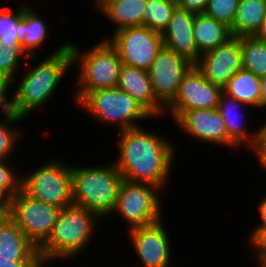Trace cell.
I'll use <instances>...</instances> for the list:
<instances>
[{"mask_svg":"<svg viewBox=\"0 0 266 267\" xmlns=\"http://www.w3.org/2000/svg\"><path fill=\"white\" fill-rule=\"evenodd\" d=\"M160 133H151L142 126L118 131L119 152L113 164L123 179L166 189L176 147Z\"/></svg>","mask_w":266,"mask_h":267,"instance_id":"1","label":"cell"},{"mask_svg":"<svg viewBox=\"0 0 266 267\" xmlns=\"http://www.w3.org/2000/svg\"><path fill=\"white\" fill-rule=\"evenodd\" d=\"M43 60L36 62L37 64L19 79V84H16L10 99V111L14 114L26 118L54 97L66 71L73 67L69 42L57 46L55 51Z\"/></svg>","mask_w":266,"mask_h":267,"instance_id":"2","label":"cell"},{"mask_svg":"<svg viewBox=\"0 0 266 267\" xmlns=\"http://www.w3.org/2000/svg\"><path fill=\"white\" fill-rule=\"evenodd\" d=\"M100 219L95 213L74 204L60 209L51 234L38 248L43 266L47 267L45 265L56 259L71 260L86 250Z\"/></svg>","mask_w":266,"mask_h":267,"instance_id":"3","label":"cell"},{"mask_svg":"<svg viewBox=\"0 0 266 267\" xmlns=\"http://www.w3.org/2000/svg\"><path fill=\"white\" fill-rule=\"evenodd\" d=\"M73 204L98 215L111 216L123 176L113 162L98 166L71 165Z\"/></svg>","mask_w":266,"mask_h":267,"instance_id":"4","label":"cell"},{"mask_svg":"<svg viewBox=\"0 0 266 267\" xmlns=\"http://www.w3.org/2000/svg\"><path fill=\"white\" fill-rule=\"evenodd\" d=\"M72 63H79L77 90L74 88L73 99L76 104L88 93L98 89L116 88L119 83L120 70L123 65L117 50L101 39L83 52L75 42H69Z\"/></svg>","mask_w":266,"mask_h":267,"instance_id":"5","label":"cell"},{"mask_svg":"<svg viewBox=\"0 0 266 267\" xmlns=\"http://www.w3.org/2000/svg\"><path fill=\"white\" fill-rule=\"evenodd\" d=\"M76 105L101 124L116 123L114 126L119 127L118 131L140 127L138 122L143 119H154L143 106L118 87L88 92Z\"/></svg>","mask_w":266,"mask_h":267,"instance_id":"6","label":"cell"},{"mask_svg":"<svg viewBox=\"0 0 266 267\" xmlns=\"http://www.w3.org/2000/svg\"><path fill=\"white\" fill-rule=\"evenodd\" d=\"M21 189L31 197L60 209L73 205L71 165L49 160L45 165L37 166L35 171L21 175Z\"/></svg>","mask_w":266,"mask_h":267,"instance_id":"7","label":"cell"},{"mask_svg":"<svg viewBox=\"0 0 266 267\" xmlns=\"http://www.w3.org/2000/svg\"><path fill=\"white\" fill-rule=\"evenodd\" d=\"M158 191L161 195L163 190L153 184L123 179L111 214H119L126 221L127 230L153 224L163 218Z\"/></svg>","mask_w":266,"mask_h":267,"instance_id":"8","label":"cell"},{"mask_svg":"<svg viewBox=\"0 0 266 267\" xmlns=\"http://www.w3.org/2000/svg\"><path fill=\"white\" fill-rule=\"evenodd\" d=\"M59 211V207L43 203L20 189L9 200L7 213L39 248L51 234Z\"/></svg>","mask_w":266,"mask_h":267,"instance_id":"9","label":"cell"},{"mask_svg":"<svg viewBox=\"0 0 266 267\" xmlns=\"http://www.w3.org/2000/svg\"><path fill=\"white\" fill-rule=\"evenodd\" d=\"M108 42L117 50L123 64L148 70L163 48L162 34L145 26L121 28L113 32Z\"/></svg>","mask_w":266,"mask_h":267,"instance_id":"10","label":"cell"},{"mask_svg":"<svg viewBox=\"0 0 266 267\" xmlns=\"http://www.w3.org/2000/svg\"><path fill=\"white\" fill-rule=\"evenodd\" d=\"M222 92L193 65L182 78L175 98L165 107L164 115L170 114L167 117L175 121L184 111L217 108Z\"/></svg>","mask_w":266,"mask_h":267,"instance_id":"11","label":"cell"},{"mask_svg":"<svg viewBox=\"0 0 266 267\" xmlns=\"http://www.w3.org/2000/svg\"><path fill=\"white\" fill-rule=\"evenodd\" d=\"M193 64L163 46L147 70L156 98L166 107L176 96L182 78Z\"/></svg>","mask_w":266,"mask_h":267,"instance_id":"12","label":"cell"},{"mask_svg":"<svg viewBox=\"0 0 266 267\" xmlns=\"http://www.w3.org/2000/svg\"><path fill=\"white\" fill-rule=\"evenodd\" d=\"M163 218L153 224L129 229L130 242L142 267H169L172 245ZM164 224V225H163ZM166 228V229H165Z\"/></svg>","mask_w":266,"mask_h":267,"instance_id":"13","label":"cell"},{"mask_svg":"<svg viewBox=\"0 0 266 267\" xmlns=\"http://www.w3.org/2000/svg\"><path fill=\"white\" fill-rule=\"evenodd\" d=\"M194 65L206 80L223 89L243 68L241 37L233 36L226 43L202 54Z\"/></svg>","mask_w":266,"mask_h":267,"instance_id":"14","label":"cell"},{"mask_svg":"<svg viewBox=\"0 0 266 267\" xmlns=\"http://www.w3.org/2000/svg\"><path fill=\"white\" fill-rule=\"evenodd\" d=\"M181 133L188 134L198 141L208 144L234 147L238 146L229 138L220 112L214 109H195L184 111L175 121ZM183 131V132H182Z\"/></svg>","mask_w":266,"mask_h":267,"instance_id":"15","label":"cell"},{"mask_svg":"<svg viewBox=\"0 0 266 267\" xmlns=\"http://www.w3.org/2000/svg\"><path fill=\"white\" fill-rule=\"evenodd\" d=\"M1 263H41L38 248L8 213L0 215Z\"/></svg>","mask_w":266,"mask_h":267,"instance_id":"16","label":"cell"},{"mask_svg":"<svg viewBox=\"0 0 266 267\" xmlns=\"http://www.w3.org/2000/svg\"><path fill=\"white\" fill-rule=\"evenodd\" d=\"M194 17V13L177 7L169 20L167 28L162 32L164 47L184 56L193 65L201 56L193 36Z\"/></svg>","mask_w":266,"mask_h":267,"instance_id":"17","label":"cell"},{"mask_svg":"<svg viewBox=\"0 0 266 267\" xmlns=\"http://www.w3.org/2000/svg\"><path fill=\"white\" fill-rule=\"evenodd\" d=\"M117 87L128 93L154 118L160 119L165 114V106L156 98L147 70L123 64Z\"/></svg>","mask_w":266,"mask_h":267,"instance_id":"18","label":"cell"},{"mask_svg":"<svg viewBox=\"0 0 266 267\" xmlns=\"http://www.w3.org/2000/svg\"><path fill=\"white\" fill-rule=\"evenodd\" d=\"M242 105L244 107L246 106V110L249 107L241 103L240 101L236 100L235 98L230 97L229 95L222 92L220 95L217 109L220 112L221 117L223 118V121L226 126V132L229 138L238 147L241 146L243 147L244 145V147L246 146L247 148H250L252 151L257 146L258 143L259 129L256 130L255 128L252 130L248 128L247 127L248 123L242 120L244 116L242 114L243 111L241 110L245 109Z\"/></svg>","mask_w":266,"mask_h":267,"instance_id":"19","label":"cell"},{"mask_svg":"<svg viewBox=\"0 0 266 267\" xmlns=\"http://www.w3.org/2000/svg\"><path fill=\"white\" fill-rule=\"evenodd\" d=\"M32 5L22 3V19L17 23L16 32L21 48L28 56H36L38 48L47 40L49 27Z\"/></svg>","mask_w":266,"mask_h":267,"instance_id":"20","label":"cell"},{"mask_svg":"<svg viewBox=\"0 0 266 267\" xmlns=\"http://www.w3.org/2000/svg\"><path fill=\"white\" fill-rule=\"evenodd\" d=\"M193 36L201 55L226 43L233 37L230 27L204 13L195 14Z\"/></svg>","mask_w":266,"mask_h":267,"instance_id":"21","label":"cell"},{"mask_svg":"<svg viewBox=\"0 0 266 267\" xmlns=\"http://www.w3.org/2000/svg\"><path fill=\"white\" fill-rule=\"evenodd\" d=\"M223 92L241 103L261 110V78L240 69L225 85Z\"/></svg>","mask_w":266,"mask_h":267,"instance_id":"22","label":"cell"},{"mask_svg":"<svg viewBox=\"0 0 266 267\" xmlns=\"http://www.w3.org/2000/svg\"><path fill=\"white\" fill-rule=\"evenodd\" d=\"M266 15V0H239L231 33L235 37L255 36Z\"/></svg>","mask_w":266,"mask_h":267,"instance_id":"23","label":"cell"},{"mask_svg":"<svg viewBox=\"0 0 266 267\" xmlns=\"http://www.w3.org/2000/svg\"><path fill=\"white\" fill-rule=\"evenodd\" d=\"M147 0H115L110 2L100 13L121 28L143 26V13Z\"/></svg>","mask_w":266,"mask_h":267,"instance_id":"24","label":"cell"},{"mask_svg":"<svg viewBox=\"0 0 266 267\" xmlns=\"http://www.w3.org/2000/svg\"><path fill=\"white\" fill-rule=\"evenodd\" d=\"M242 67L257 77H266V42L255 36L241 37Z\"/></svg>","mask_w":266,"mask_h":267,"instance_id":"25","label":"cell"},{"mask_svg":"<svg viewBox=\"0 0 266 267\" xmlns=\"http://www.w3.org/2000/svg\"><path fill=\"white\" fill-rule=\"evenodd\" d=\"M177 7V0H147L143 26L162 34Z\"/></svg>","mask_w":266,"mask_h":267,"instance_id":"26","label":"cell"},{"mask_svg":"<svg viewBox=\"0 0 266 267\" xmlns=\"http://www.w3.org/2000/svg\"><path fill=\"white\" fill-rule=\"evenodd\" d=\"M23 119L24 117L11 111L5 114L2 113L0 118V160H7L13 157L11 155L23 136L21 130L14 129V127L16 126L15 124L19 126V122L23 121Z\"/></svg>","mask_w":266,"mask_h":267,"instance_id":"27","label":"cell"},{"mask_svg":"<svg viewBox=\"0 0 266 267\" xmlns=\"http://www.w3.org/2000/svg\"><path fill=\"white\" fill-rule=\"evenodd\" d=\"M12 13L6 7L0 8V46L21 48L20 40L16 32L17 23L22 19V4Z\"/></svg>","mask_w":266,"mask_h":267,"instance_id":"28","label":"cell"},{"mask_svg":"<svg viewBox=\"0 0 266 267\" xmlns=\"http://www.w3.org/2000/svg\"><path fill=\"white\" fill-rule=\"evenodd\" d=\"M26 60H37V56H28L22 48H11L0 46V79L5 80L10 87H12L13 80L15 79L16 72L21 65L19 62Z\"/></svg>","mask_w":266,"mask_h":267,"instance_id":"29","label":"cell"},{"mask_svg":"<svg viewBox=\"0 0 266 267\" xmlns=\"http://www.w3.org/2000/svg\"><path fill=\"white\" fill-rule=\"evenodd\" d=\"M239 0H209L204 14L232 27Z\"/></svg>","mask_w":266,"mask_h":267,"instance_id":"30","label":"cell"},{"mask_svg":"<svg viewBox=\"0 0 266 267\" xmlns=\"http://www.w3.org/2000/svg\"><path fill=\"white\" fill-rule=\"evenodd\" d=\"M8 164L9 159L0 160V192L10 200L21 189V174L15 172L12 164Z\"/></svg>","mask_w":266,"mask_h":267,"instance_id":"31","label":"cell"},{"mask_svg":"<svg viewBox=\"0 0 266 267\" xmlns=\"http://www.w3.org/2000/svg\"><path fill=\"white\" fill-rule=\"evenodd\" d=\"M248 239L249 245H253L256 250L258 266L266 267V230L252 231ZM258 251V252H257Z\"/></svg>","mask_w":266,"mask_h":267,"instance_id":"32","label":"cell"},{"mask_svg":"<svg viewBox=\"0 0 266 267\" xmlns=\"http://www.w3.org/2000/svg\"><path fill=\"white\" fill-rule=\"evenodd\" d=\"M209 0H177L178 7L194 14L204 13Z\"/></svg>","mask_w":266,"mask_h":267,"instance_id":"33","label":"cell"},{"mask_svg":"<svg viewBox=\"0 0 266 267\" xmlns=\"http://www.w3.org/2000/svg\"><path fill=\"white\" fill-rule=\"evenodd\" d=\"M10 85L5 81L0 79V110L3 114L10 111V99L8 98Z\"/></svg>","mask_w":266,"mask_h":267,"instance_id":"34","label":"cell"},{"mask_svg":"<svg viewBox=\"0 0 266 267\" xmlns=\"http://www.w3.org/2000/svg\"><path fill=\"white\" fill-rule=\"evenodd\" d=\"M261 199V202L258 203V214L261 222L253 228V231L266 230V194Z\"/></svg>","mask_w":266,"mask_h":267,"instance_id":"35","label":"cell"},{"mask_svg":"<svg viewBox=\"0 0 266 267\" xmlns=\"http://www.w3.org/2000/svg\"><path fill=\"white\" fill-rule=\"evenodd\" d=\"M254 153H266V122L259 127V138L257 146L252 150Z\"/></svg>","mask_w":266,"mask_h":267,"instance_id":"36","label":"cell"},{"mask_svg":"<svg viewBox=\"0 0 266 267\" xmlns=\"http://www.w3.org/2000/svg\"><path fill=\"white\" fill-rule=\"evenodd\" d=\"M0 267H44L42 263H1Z\"/></svg>","mask_w":266,"mask_h":267,"instance_id":"37","label":"cell"},{"mask_svg":"<svg viewBox=\"0 0 266 267\" xmlns=\"http://www.w3.org/2000/svg\"><path fill=\"white\" fill-rule=\"evenodd\" d=\"M9 200L0 192V215L7 214Z\"/></svg>","mask_w":266,"mask_h":267,"instance_id":"38","label":"cell"},{"mask_svg":"<svg viewBox=\"0 0 266 267\" xmlns=\"http://www.w3.org/2000/svg\"><path fill=\"white\" fill-rule=\"evenodd\" d=\"M255 37L261 41L266 42V15L264 16L262 26L260 30L256 33Z\"/></svg>","mask_w":266,"mask_h":267,"instance_id":"39","label":"cell"},{"mask_svg":"<svg viewBox=\"0 0 266 267\" xmlns=\"http://www.w3.org/2000/svg\"><path fill=\"white\" fill-rule=\"evenodd\" d=\"M266 103V77L261 78V109Z\"/></svg>","mask_w":266,"mask_h":267,"instance_id":"40","label":"cell"},{"mask_svg":"<svg viewBox=\"0 0 266 267\" xmlns=\"http://www.w3.org/2000/svg\"><path fill=\"white\" fill-rule=\"evenodd\" d=\"M115 0H94V6L96 7V10L99 11L98 14L110 3Z\"/></svg>","mask_w":266,"mask_h":267,"instance_id":"41","label":"cell"},{"mask_svg":"<svg viewBox=\"0 0 266 267\" xmlns=\"http://www.w3.org/2000/svg\"><path fill=\"white\" fill-rule=\"evenodd\" d=\"M255 156L261 163L262 167L266 169V153H255Z\"/></svg>","mask_w":266,"mask_h":267,"instance_id":"42","label":"cell"},{"mask_svg":"<svg viewBox=\"0 0 266 267\" xmlns=\"http://www.w3.org/2000/svg\"><path fill=\"white\" fill-rule=\"evenodd\" d=\"M263 109H266V103L263 105V108H262V110H263Z\"/></svg>","mask_w":266,"mask_h":267,"instance_id":"43","label":"cell"}]
</instances>
